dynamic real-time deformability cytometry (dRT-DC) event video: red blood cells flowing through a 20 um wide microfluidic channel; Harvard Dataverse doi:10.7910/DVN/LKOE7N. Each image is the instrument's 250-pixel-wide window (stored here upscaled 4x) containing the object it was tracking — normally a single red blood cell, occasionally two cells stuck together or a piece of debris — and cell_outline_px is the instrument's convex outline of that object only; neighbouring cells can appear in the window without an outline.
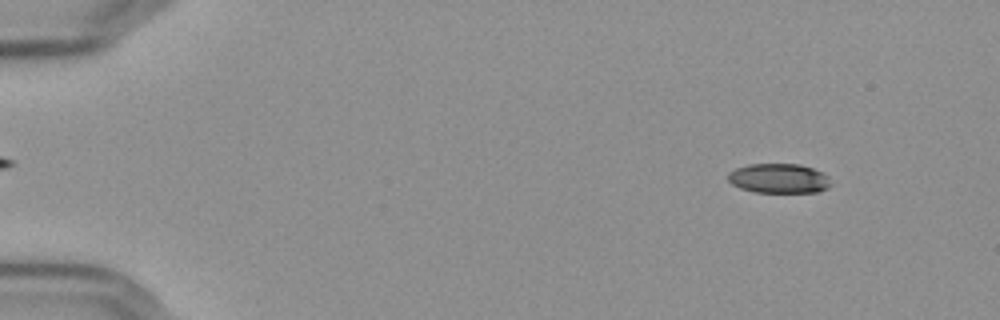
{"species": "Egyptian fruit bat (a non-hibernating species)", "species_latin": "Rousettus aegyptiacus", "temperature_condition": "cold", "stored_images_in_passage": 57, "camera_frame_rate_fps": 3000, "um_per_image_px": 0.085, "frame": {"image": 1, "passage_image": 6, "time_ms": 1.667, "image_size_px": [1000, 320], "cell_outline_px": [[832, 184], [828, 188], [816, 192], [756, 192], [740, 188], [732, 184], [728, 180], [728, 172], [736, 168], [748, 164], [800, 164], [812, 168], [828, 176]], "centroid_in_image_um": [66.2, 15.16], "position_along_channel_um": 18.8, "area_um2": 17.74}}
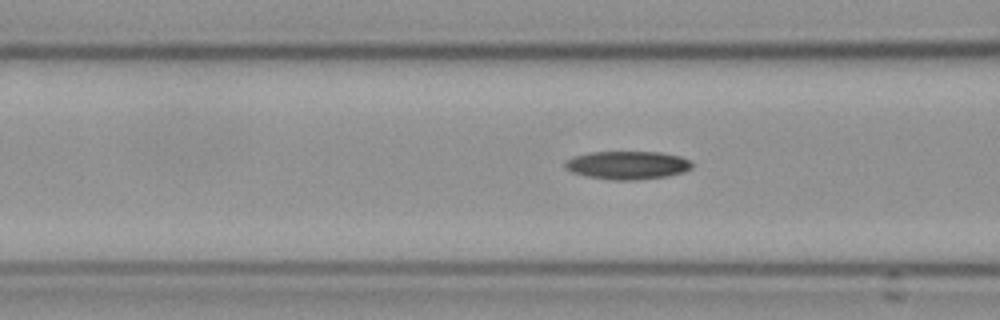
{"frame": {"image": 2, "passage_image": 23, "time_ms": 7.333, "image_size_px": [1000, 320], "cell_outline_px": [[692, 168], [684, 172], [668, 176], [636, 180], [608, 180], [588, 176], [572, 172], [564, 168], [564, 160], [572, 156], [588, 152], [660, 152], [680, 156], [688, 160], [692, 164]], "centroid_in_image_um": [53.29, 14.04], "position_along_channel_um": 113.3, "area_um2": 21.1}}
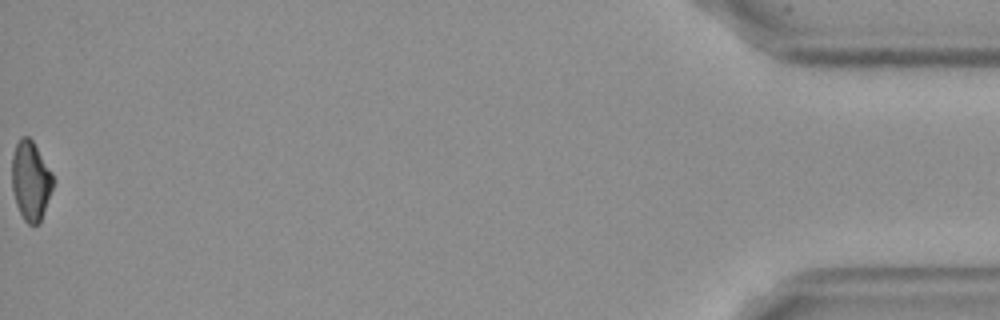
{"frame": {"image": 3, "passage_image": 57, "time_ms": 18.667, "image_size_px": [1000, 320], "cell_outline_px": [[52, 188], [40, 224], [28, 224], [24, 220], [16, 204], [12, 188], [12, 156], [16, 144], [20, 136], [28, 136], [32, 140], [52, 172]], "centroid_in_image_um": [2.59, 15.35], "position_along_channel_um": 432.6, "area_um2": 18.84}, "authors_computed_cell_mechanics": {"area_um2": 19.941, "velocity_mm_per_s": 3.6232, "shape_relaxation_time_tau1_ms": null, "shape_relaxation_time_tau2_ms": 3.8647, "deformation_change_tau1": null, "deformation_change_tau2": 0.0916}}